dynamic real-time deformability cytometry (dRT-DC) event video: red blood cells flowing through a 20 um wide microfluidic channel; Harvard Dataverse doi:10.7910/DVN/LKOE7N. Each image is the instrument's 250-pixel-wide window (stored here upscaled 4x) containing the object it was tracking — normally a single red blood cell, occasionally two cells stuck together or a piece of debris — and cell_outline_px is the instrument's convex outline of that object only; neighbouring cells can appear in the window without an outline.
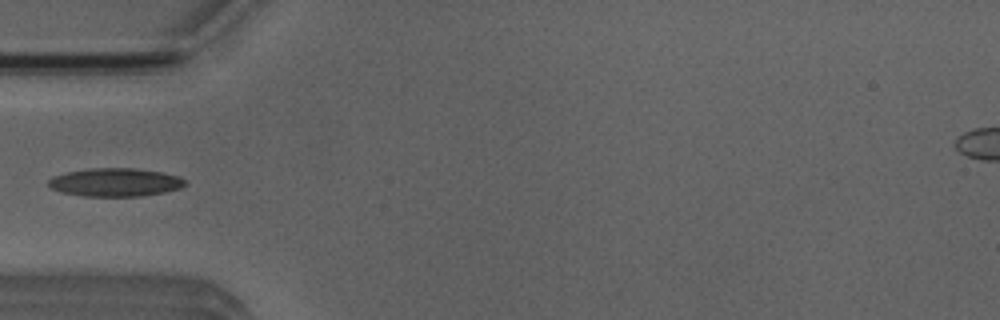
{"species": "Egyptian fruit bat (a non-hibernating species)", "species_latin": "Rousettus aegyptiacus", "temperature_condition": "room temperature", "stored_images_in_passage": 5, "camera_frame_rate_fps": 3000, "um_per_image_px": 0.085, "animal": {"sex": "male"}, "frame": {"image": 1, "passage_image": 4, "time_ms": 4.667, "image_size_px": [1000, 320], "cell_outline_px": [[188, 184], [180, 188], [164, 192], [140, 196], [84, 196], [60, 192], [52, 188], [48, 184], [48, 180], [52, 176], [68, 172], [92, 168], [136, 168], [160, 172], [180, 176], [188, 180]], "centroid_in_image_um": [9.83, 15.49], "position_along_channel_um": 75.2, "area_um2": 22.6}}